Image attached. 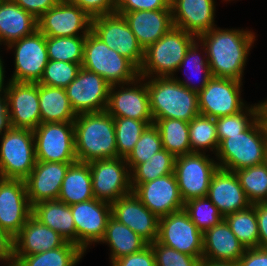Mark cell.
Returning <instances> with one entry per match:
<instances>
[{
    "label": "cell",
    "mask_w": 267,
    "mask_h": 266,
    "mask_svg": "<svg viewBox=\"0 0 267 266\" xmlns=\"http://www.w3.org/2000/svg\"><path fill=\"white\" fill-rule=\"evenodd\" d=\"M207 57L212 77L242 81L247 57L255 41L252 31L214 27L197 37Z\"/></svg>",
    "instance_id": "obj_1"
},
{
    "label": "cell",
    "mask_w": 267,
    "mask_h": 266,
    "mask_svg": "<svg viewBox=\"0 0 267 266\" xmlns=\"http://www.w3.org/2000/svg\"><path fill=\"white\" fill-rule=\"evenodd\" d=\"M73 124L77 161L118 157L114 117L107 111L79 114Z\"/></svg>",
    "instance_id": "obj_2"
},
{
    "label": "cell",
    "mask_w": 267,
    "mask_h": 266,
    "mask_svg": "<svg viewBox=\"0 0 267 266\" xmlns=\"http://www.w3.org/2000/svg\"><path fill=\"white\" fill-rule=\"evenodd\" d=\"M267 147V121L263 113L243 132L226 135L216 152L219 168L237 171L264 163Z\"/></svg>",
    "instance_id": "obj_3"
},
{
    "label": "cell",
    "mask_w": 267,
    "mask_h": 266,
    "mask_svg": "<svg viewBox=\"0 0 267 266\" xmlns=\"http://www.w3.org/2000/svg\"><path fill=\"white\" fill-rule=\"evenodd\" d=\"M149 79V80H147ZM144 78L154 119H178L190 122L200 114L198 93L189 90L173 77Z\"/></svg>",
    "instance_id": "obj_4"
},
{
    "label": "cell",
    "mask_w": 267,
    "mask_h": 266,
    "mask_svg": "<svg viewBox=\"0 0 267 266\" xmlns=\"http://www.w3.org/2000/svg\"><path fill=\"white\" fill-rule=\"evenodd\" d=\"M195 40L197 37L193 34L181 28L172 27L144 50V60L139 69V76L143 78L174 77L188 48Z\"/></svg>",
    "instance_id": "obj_5"
},
{
    "label": "cell",
    "mask_w": 267,
    "mask_h": 266,
    "mask_svg": "<svg viewBox=\"0 0 267 266\" xmlns=\"http://www.w3.org/2000/svg\"><path fill=\"white\" fill-rule=\"evenodd\" d=\"M81 66L102 76L110 85L128 84L139 76V69L116 50L110 49L90 31L85 39Z\"/></svg>",
    "instance_id": "obj_6"
},
{
    "label": "cell",
    "mask_w": 267,
    "mask_h": 266,
    "mask_svg": "<svg viewBox=\"0 0 267 266\" xmlns=\"http://www.w3.org/2000/svg\"><path fill=\"white\" fill-rule=\"evenodd\" d=\"M0 136V177L24 180L36 163L33 131L9 127Z\"/></svg>",
    "instance_id": "obj_7"
},
{
    "label": "cell",
    "mask_w": 267,
    "mask_h": 266,
    "mask_svg": "<svg viewBox=\"0 0 267 266\" xmlns=\"http://www.w3.org/2000/svg\"><path fill=\"white\" fill-rule=\"evenodd\" d=\"M205 154L192 152L175 159L174 173L184 203L208 195L212 177L219 166L209 158L210 155Z\"/></svg>",
    "instance_id": "obj_8"
},
{
    "label": "cell",
    "mask_w": 267,
    "mask_h": 266,
    "mask_svg": "<svg viewBox=\"0 0 267 266\" xmlns=\"http://www.w3.org/2000/svg\"><path fill=\"white\" fill-rule=\"evenodd\" d=\"M33 135L36 161L77 162L73 122L41 123Z\"/></svg>",
    "instance_id": "obj_9"
},
{
    "label": "cell",
    "mask_w": 267,
    "mask_h": 266,
    "mask_svg": "<svg viewBox=\"0 0 267 266\" xmlns=\"http://www.w3.org/2000/svg\"><path fill=\"white\" fill-rule=\"evenodd\" d=\"M94 198L112 204L132 192L131 173L125 158H109L89 163Z\"/></svg>",
    "instance_id": "obj_10"
},
{
    "label": "cell",
    "mask_w": 267,
    "mask_h": 266,
    "mask_svg": "<svg viewBox=\"0 0 267 266\" xmlns=\"http://www.w3.org/2000/svg\"><path fill=\"white\" fill-rule=\"evenodd\" d=\"M91 31L110 49L130 60L138 69L141 68L144 50L123 15L113 13L94 17Z\"/></svg>",
    "instance_id": "obj_11"
},
{
    "label": "cell",
    "mask_w": 267,
    "mask_h": 266,
    "mask_svg": "<svg viewBox=\"0 0 267 266\" xmlns=\"http://www.w3.org/2000/svg\"><path fill=\"white\" fill-rule=\"evenodd\" d=\"M242 83L232 78L212 77L198 93L200 114L216 119L242 111L246 107L240 97Z\"/></svg>",
    "instance_id": "obj_12"
},
{
    "label": "cell",
    "mask_w": 267,
    "mask_h": 266,
    "mask_svg": "<svg viewBox=\"0 0 267 266\" xmlns=\"http://www.w3.org/2000/svg\"><path fill=\"white\" fill-rule=\"evenodd\" d=\"M7 48L15 50V71L9 81L38 83L49 61L46 36L36 30L33 34L10 43Z\"/></svg>",
    "instance_id": "obj_13"
},
{
    "label": "cell",
    "mask_w": 267,
    "mask_h": 266,
    "mask_svg": "<svg viewBox=\"0 0 267 266\" xmlns=\"http://www.w3.org/2000/svg\"><path fill=\"white\" fill-rule=\"evenodd\" d=\"M157 241L187 255L203 254V233L184 209L159 218Z\"/></svg>",
    "instance_id": "obj_14"
},
{
    "label": "cell",
    "mask_w": 267,
    "mask_h": 266,
    "mask_svg": "<svg viewBox=\"0 0 267 266\" xmlns=\"http://www.w3.org/2000/svg\"><path fill=\"white\" fill-rule=\"evenodd\" d=\"M110 84L100 75L83 67L65 88L76 115L106 111Z\"/></svg>",
    "instance_id": "obj_15"
},
{
    "label": "cell",
    "mask_w": 267,
    "mask_h": 266,
    "mask_svg": "<svg viewBox=\"0 0 267 266\" xmlns=\"http://www.w3.org/2000/svg\"><path fill=\"white\" fill-rule=\"evenodd\" d=\"M37 24L38 30L45 36H87L92 28V18L77 5L60 0L37 19Z\"/></svg>",
    "instance_id": "obj_16"
},
{
    "label": "cell",
    "mask_w": 267,
    "mask_h": 266,
    "mask_svg": "<svg viewBox=\"0 0 267 266\" xmlns=\"http://www.w3.org/2000/svg\"><path fill=\"white\" fill-rule=\"evenodd\" d=\"M31 215L25 181L0 177V230L14 238Z\"/></svg>",
    "instance_id": "obj_17"
},
{
    "label": "cell",
    "mask_w": 267,
    "mask_h": 266,
    "mask_svg": "<svg viewBox=\"0 0 267 266\" xmlns=\"http://www.w3.org/2000/svg\"><path fill=\"white\" fill-rule=\"evenodd\" d=\"M5 95L10 127L34 131L41 124L39 84L9 81Z\"/></svg>",
    "instance_id": "obj_18"
},
{
    "label": "cell",
    "mask_w": 267,
    "mask_h": 266,
    "mask_svg": "<svg viewBox=\"0 0 267 266\" xmlns=\"http://www.w3.org/2000/svg\"><path fill=\"white\" fill-rule=\"evenodd\" d=\"M144 81L143 77H138L128 84L111 85L106 111L112 117L132 118L139 121H154L150 111L147 84ZM116 87H120L119 90ZM115 89H117V91Z\"/></svg>",
    "instance_id": "obj_19"
},
{
    "label": "cell",
    "mask_w": 267,
    "mask_h": 266,
    "mask_svg": "<svg viewBox=\"0 0 267 266\" xmlns=\"http://www.w3.org/2000/svg\"><path fill=\"white\" fill-rule=\"evenodd\" d=\"M70 209L76 227V245L86 252L90 244L103 238L111 217V204L93 198L70 205Z\"/></svg>",
    "instance_id": "obj_20"
},
{
    "label": "cell",
    "mask_w": 267,
    "mask_h": 266,
    "mask_svg": "<svg viewBox=\"0 0 267 266\" xmlns=\"http://www.w3.org/2000/svg\"><path fill=\"white\" fill-rule=\"evenodd\" d=\"M132 192L158 218L184 208L175 173L141 183Z\"/></svg>",
    "instance_id": "obj_21"
},
{
    "label": "cell",
    "mask_w": 267,
    "mask_h": 266,
    "mask_svg": "<svg viewBox=\"0 0 267 266\" xmlns=\"http://www.w3.org/2000/svg\"><path fill=\"white\" fill-rule=\"evenodd\" d=\"M111 216L129 227L148 244L158 238L159 218L144 206L133 192L111 204Z\"/></svg>",
    "instance_id": "obj_22"
},
{
    "label": "cell",
    "mask_w": 267,
    "mask_h": 266,
    "mask_svg": "<svg viewBox=\"0 0 267 266\" xmlns=\"http://www.w3.org/2000/svg\"><path fill=\"white\" fill-rule=\"evenodd\" d=\"M71 164L36 161L33 170L24 179L31 206L58 199L62 181Z\"/></svg>",
    "instance_id": "obj_23"
},
{
    "label": "cell",
    "mask_w": 267,
    "mask_h": 266,
    "mask_svg": "<svg viewBox=\"0 0 267 266\" xmlns=\"http://www.w3.org/2000/svg\"><path fill=\"white\" fill-rule=\"evenodd\" d=\"M172 19L175 27L198 37L215 27L214 0H171Z\"/></svg>",
    "instance_id": "obj_24"
},
{
    "label": "cell",
    "mask_w": 267,
    "mask_h": 266,
    "mask_svg": "<svg viewBox=\"0 0 267 266\" xmlns=\"http://www.w3.org/2000/svg\"><path fill=\"white\" fill-rule=\"evenodd\" d=\"M207 197L223 217L252 205L235 172L222 168L215 171Z\"/></svg>",
    "instance_id": "obj_25"
},
{
    "label": "cell",
    "mask_w": 267,
    "mask_h": 266,
    "mask_svg": "<svg viewBox=\"0 0 267 266\" xmlns=\"http://www.w3.org/2000/svg\"><path fill=\"white\" fill-rule=\"evenodd\" d=\"M123 15L138 43L146 50L174 27L171 9L140 10Z\"/></svg>",
    "instance_id": "obj_26"
},
{
    "label": "cell",
    "mask_w": 267,
    "mask_h": 266,
    "mask_svg": "<svg viewBox=\"0 0 267 266\" xmlns=\"http://www.w3.org/2000/svg\"><path fill=\"white\" fill-rule=\"evenodd\" d=\"M14 256H27L63 246L66 240L33 215L13 238Z\"/></svg>",
    "instance_id": "obj_27"
},
{
    "label": "cell",
    "mask_w": 267,
    "mask_h": 266,
    "mask_svg": "<svg viewBox=\"0 0 267 266\" xmlns=\"http://www.w3.org/2000/svg\"><path fill=\"white\" fill-rule=\"evenodd\" d=\"M245 249L224 219L203 233L202 258L237 262Z\"/></svg>",
    "instance_id": "obj_28"
},
{
    "label": "cell",
    "mask_w": 267,
    "mask_h": 266,
    "mask_svg": "<svg viewBox=\"0 0 267 266\" xmlns=\"http://www.w3.org/2000/svg\"><path fill=\"white\" fill-rule=\"evenodd\" d=\"M38 30L37 19L12 0H0V40L4 45Z\"/></svg>",
    "instance_id": "obj_29"
},
{
    "label": "cell",
    "mask_w": 267,
    "mask_h": 266,
    "mask_svg": "<svg viewBox=\"0 0 267 266\" xmlns=\"http://www.w3.org/2000/svg\"><path fill=\"white\" fill-rule=\"evenodd\" d=\"M32 215L59 233L66 242L76 244V227L70 206L59 200L42 201L32 206Z\"/></svg>",
    "instance_id": "obj_30"
},
{
    "label": "cell",
    "mask_w": 267,
    "mask_h": 266,
    "mask_svg": "<svg viewBox=\"0 0 267 266\" xmlns=\"http://www.w3.org/2000/svg\"><path fill=\"white\" fill-rule=\"evenodd\" d=\"M93 198L89 163L77 161L71 164L62 181L57 200L70 206Z\"/></svg>",
    "instance_id": "obj_31"
},
{
    "label": "cell",
    "mask_w": 267,
    "mask_h": 266,
    "mask_svg": "<svg viewBox=\"0 0 267 266\" xmlns=\"http://www.w3.org/2000/svg\"><path fill=\"white\" fill-rule=\"evenodd\" d=\"M39 107L41 123L74 122L77 117L65 88L39 84Z\"/></svg>",
    "instance_id": "obj_32"
},
{
    "label": "cell",
    "mask_w": 267,
    "mask_h": 266,
    "mask_svg": "<svg viewBox=\"0 0 267 266\" xmlns=\"http://www.w3.org/2000/svg\"><path fill=\"white\" fill-rule=\"evenodd\" d=\"M101 242L108 244L111 248L110 262L141 251L148 245L143 238L112 216L108 220Z\"/></svg>",
    "instance_id": "obj_33"
},
{
    "label": "cell",
    "mask_w": 267,
    "mask_h": 266,
    "mask_svg": "<svg viewBox=\"0 0 267 266\" xmlns=\"http://www.w3.org/2000/svg\"><path fill=\"white\" fill-rule=\"evenodd\" d=\"M76 244L66 242L63 246L27 256H14L18 266H76L84 255Z\"/></svg>",
    "instance_id": "obj_34"
},
{
    "label": "cell",
    "mask_w": 267,
    "mask_h": 266,
    "mask_svg": "<svg viewBox=\"0 0 267 266\" xmlns=\"http://www.w3.org/2000/svg\"><path fill=\"white\" fill-rule=\"evenodd\" d=\"M162 146L175 157L191 153L189 122L178 119H154Z\"/></svg>",
    "instance_id": "obj_35"
},
{
    "label": "cell",
    "mask_w": 267,
    "mask_h": 266,
    "mask_svg": "<svg viewBox=\"0 0 267 266\" xmlns=\"http://www.w3.org/2000/svg\"><path fill=\"white\" fill-rule=\"evenodd\" d=\"M176 157L164 148L147 161L138 164L131 173L132 191L141 183L174 173Z\"/></svg>",
    "instance_id": "obj_36"
},
{
    "label": "cell",
    "mask_w": 267,
    "mask_h": 266,
    "mask_svg": "<svg viewBox=\"0 0 267 266\" xmlns=\"http://www.w3.org/2000/svg\"><path fill=\"white\" fill-rule=\"evenodd\" d=\"M224 220L246 249L259 247V232L254 204L224 216Z\"/></svg>",
    "instance_id": "obj_37"
},
{
    "label": "cell",
    "mask_w": 267,
    "mask_h": 266,
    "mask_svg": "<svg viewBox=\"0 0 267 266\" xmlns=\"http://www.w3.org/2000/svg\"><path fill=\"white\" fill-rule=\"evenodd\" d=\"M189 141L191 153H205L209 148L217 152L219 141L216 131V119L198 114L189 122ZM204 149V150H203ZM202 150V151H201Z\"/></svg>",
    "instance_id": "obj_38"
},
{
    "label": "cell",
    "mask_w": 267,
    "mask_h": 266,
    "mask_svg": "<svg viewBox=\"0 0 267 266\" xmlns=\"http://www.w3.org/2000/svg\"><path fill=\"white\" fill-rule=\"evenodd\" d=\"M86 36H46L48 59L82 64Z\"/></svg>",
    "instance_id": "obj_39"
},
{
    "label": "cell",
    "mask_w": 267,
    "mask_h": 266,
    "mask_svg": "<svg viewBox=\"0 0 267 266\" xmlns=\"http://www.w3.org/2000/svg\"><path fill=\"white\" fill-rule=\"evenodd\" d=\"M150 124H153V121L114 117L118 157L126 158L129 155L143 131Z\"/></svg>",
    "instance_id": "obj_40"
},
{
    "label": "cell",
    "mask_w": 267,
    "mask_h": 266,
    "mask_svg": "<svg viewBox=\"0 0 267 266\" xmlns=\"http://www.w3.org/2000/svg\"><path fill=\"white\" fill-rule=\"evenodd\" d=\"M263 113V102L245 107L237 114L216 118L217 138L220 142L226 135L245 131Z\"/></svg>",
    "instance_id": "obj_41"
},
{
    "label": "cell",
    "mask_w": 267,
    "mask_h": 266,
    "mask_svg": "<svg viewBox=\"0 0 267 266\" xmlns=\"http://www.w3.org/2000/svg\"><path fill=\"white\" fill-rule=\"evenodd\" d=\"M251 204L262 202L267 195V167L264 163L235 171Z\"/></svg>",
    "instance_id": "obj_42"
},
{
    "label": "cell",
    "mask_w": 267,
    "mask_h": 266,
    "mask_svg": "<svg viewBox=\"0 0 267 266\" xmlns=\"http://www.w3.org/2000/svg\"><path fill=\"white\" fill-rule=\"evenodd\" d=\"M183 209L202 233L224 219L207 196L188 200L184 203Z\"/></svg>",
    "instance_id": "obj_43"
},
{
    "label": "cell",
    "mask_w": 267,
    "mask_h": 266,
    "mask_svg": "<svg viewBox=\"0 0 267 266\" xmlns=\"http://www.w3.org/2000/svg\"><path fill=\"white\" fill-rule=\"evenodd\" d=\"M163 149L160 133L153 124L147 126L143 131L133 150L125 158L130 172L140 163L153 157L154 154Z\"/></svg>",
    "instance_id": "obj_44"
},
{
    "label": "cell",
    "mask_w": 267,
    "mask_h": 266,
    "mask_svg": "<svg viewBox=\"0 0 267 266\" xmlns=\"http://www.w3.org/2000/svg\"><path fill=\"white\" fill-rule=\"evenodd\" d=\"M199 41H194L190 47L188 48L187 50V53L184 57V59L182 60L181 64L179 65L178 67V71L181 70V68L184 67H190L192 68V72H194V75H198L200 72L204 73L202 76V79L200 80L201 83L200 86L199 85H194L193 83H190L191 81L188 80L184 81V80H181L180 78L178 79L177 77H173L177 82H179L180 84H182L184 87L188 88L189 90L191 91H194L196 93H199L209 82V80L212 78V74H211V71H210V67H209V63H208V60H207V57L205 58H201V56H199L198 53V47L201 46L199 45L198 43ZM205 59V60H204ZM199 72V73H198ZM196 73V74H195ZM198 73V74H197ZM192 79V78H190ZM199 79V78H197ZM193 84V85H192Z\"/></svg>",
    "instance_id": "obj_45"
},
{
    "label": "cell",
    "mask_w": 267,
    "mask_h": 266,
    "mask_svg": "<svg viewBox=\"0 0 267 266\" xmlns=\"http://www.w3.org/2000/svg\"><path fill=\"white\" fill-rule=\"evenodd\" d=\"M80 64L49 60L38 84L66 88L77 76Z\"/></svg>",
    "instance_id": "obj_46"
},
{
    "label": "cell",
    "mask_w": 267,
    "mask_h": 266,
    "mask_svg": "<svg viewBox=\"0 0 267 266\" xmlns=\"http://www.w3.org/2000/svg\"><path fill=\"white\" fill-rule=\"evenodd\" d=\"M150 245L154 251L156 266H202V257L181 253L157 240Z\"/></svg>",
    "instance_id": "obj_47"
},
{
    "label": "cell",
    "mask_w": 267,
    "mask_h": 266,
    "mask_svg": "<svg viewBox=\"0 0 267 266\" xmlns=\"http://www.w3.org/2000/svg\"><path fill=\"white\" fill-rule=\"evenodd\" d=\"M171 0H117L116 13L171 9Z\"/></svg>",
    "instance_id": "obj_48"
},
{
    "label": "cell",
    "mask_w": 267,
    "mask_h": 266,
    "mask_svg": "<svg viewBox=\"0 0 267 266\" xmlns=\"http://www.w3.org/2000/svg\"><path fill=\"white\" fill-rule=\"evenodd\" d=\"M91 18L116 13L117 0H68Z\"/></svg>",
    "instance_id": "obj_49"
},
{
    "label": "cell",
    "mask_w": 267,
    "mask_h": 266,
    "mask_svg": "<svg viewBox=\"0 0 267 266\" xmlns=\"http://www.w3.org/2000/svg\"><path fill=\"white\" fill-rule=\"evenodd\" d=\"M111 263L112 266H156L154 251L150 244L141 251L123 256Z\"/></svg>",
    "instance_id": "obj_50"
},
{
    "label": "cell",
    "mask_w": 267,
    "mask_h": 266,
    "mask_svg": "<svg viewBox=\"0 0 267 266\" xmlns=\"http://www.w3.org/2000/svg\"><path fill=\"white\" fill-rule=\"evenodd\" d=\"M36 19L54 7L60 0H12Z\"/></svg>",
    "instance_id": "obj_51"
},
{
    "label": "cell",
    "mask_w": 267,
    "mask_h": 266,
    "mask_svg": "<svg viewBox=\"0 0 267 266\" xmlns=\"http://www.w3.org/2000/svg\"><path fill=\"white\" fill-rule=\"evenodd\" d=\"M237 262L239 266H267V248H247Z\"/></svg>",
    "instance_id": "obj_52"
},
{
    "label": "cell",
    "mask_w": 267,
    "mask_h": 266,
    "mask_svg": "<svg viewBox=\"0 0 267 266\" xmlns=\"http://www.w3.org/2000/svg\"><path fill=\"white\" fill-rule=\"evenodd\" d=\"M257 216L259 247L267 248V205L262 202L254 203Z\"/></svg>",
    "instance_id": "obj_53"
},
{
    "label": "cell",
    "mask_w": 267,
    "mask_h": 266,
    "mask_svg": "<svg viewBox=\"0 0 267 266\" xmlns=\"http://www.w3.org/2000/svg\"><path fill=\"white\" fill-rule=\"evenodd\" d=\"M8 263L14 260L13 238L3 230H0V261Z\"/></svg>",
    "instance_id": "obj_54"
},
{
    "label": "cell",
    "mask_w": 267,
    "mask_h": 266,
    "mask_svg": "<svg viewBox=\"0 0 267 266\" xmlns=\"http://www.w3.org/2000/svg\"><path fill=\"white\" fill-rule=\"evenodd\" d=\"M2 95L3 94H0V135L10 127L7 112V99L5 94Z\"/></svg>",
    "instance_id": "obj_55"
},
{
    "label": "cell",
    "mask_w": 267,
    "mask_h": 266,
    "mask_svg": "<svg viewBox=\"0 0 267 266\" xmlns=\"http://www.w3.org/2000/svg\"><path fill=\"white\" fill-rule=\"evenodd\" d=\"M202 266H239L238 262L229 260H213L210 258H202Z\"/></svg>",
    "instance_id": "obj_56"
},
{
    "label": "cell",
    "mask_w": 267,
    "mask_h": 266,
    "mask_svg": "<svg viewBox=\"0 0 267 266\" xmlns=\"http://www.w3.org/2000/svg\"><path fill=\"white\" fill-rule=\"evenodd\" d=\"M4 62L2 61V58L0 56V94H5L7 88H8V82H7V85L6 87H4V78H5V75H4Z\"/></svg>",
    "instance_id": "obj_57"
},
{
    "label": "cell",
    "mask_w": 267,
    "mask_h": 266,
    "mask_svg": "<svg viewBox=\"0 0 267 266\" xmlns=\"http://www.w3.org/2000/svg\"><path fill=\"white\" fill-rule=\"evenodd\" d=\"M263 115L267 116V100L263 102Z\"/></svg>",
    "instance_id": "obj_58"
},
{
    "label": "cell",
    "mask_w": 267,
    "mask_h": 266,
    "mask_svg": "<svg viewBox=\"0 0 267 266\" xmlns=\"http://www.w3.org/2000/svg\"><path fill=\"white\" fill-rule=\"evenodd\" d=\"M8 264V265H7ZM18 266V264H17V261L16 260H12V261H10V262H8V263H6L5 264V266Z\"/></svg>",
    "instance_id": "obj_59"
},
{
    "label": "cell",
    "mask_w": 267,
    "mask_h": 266,
    "mask_svg": "<svg viewBox=\"0 0 267 266\" xmlns=\"http://www.w3.org/2000/svg\"><path fill=\"white\" fill-rule=\"evenodd\" d=\"M264 164H265L266 167H267V147H266V151H265Z\"/></svg>",
    "instance_id": "obj_60"
},
{
    "label": "cell",
    "mask_w": 267,
    "mask_h": 266,
    "mask_svg": "<svg viewBox=\"0 0 267 266\" xmlns=\"http://www.w3.org/2000/svg\"><path fill=\"white\" fill-rule=\"evenodd\" d=\"M263 204L267 205V195L266 197L264 198V200L262 201Z\"/></svg>",
    "instance_id": "obj_61"
}]
</instances>
